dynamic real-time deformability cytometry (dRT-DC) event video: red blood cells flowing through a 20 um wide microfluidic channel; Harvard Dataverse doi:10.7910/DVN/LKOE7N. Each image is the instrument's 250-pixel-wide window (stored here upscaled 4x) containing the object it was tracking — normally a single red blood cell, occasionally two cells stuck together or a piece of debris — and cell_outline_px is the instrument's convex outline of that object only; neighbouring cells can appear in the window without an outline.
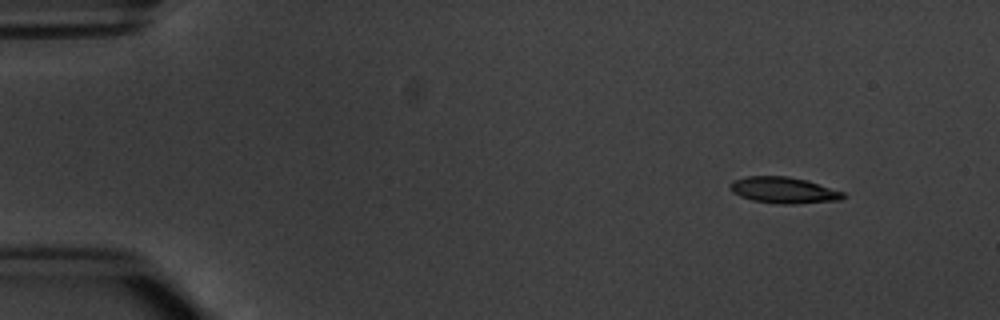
{"species": "common noctule bat (a hibernating species)", "species_latin": "Nyctalus noctula", "temperature_condition": "warm", "stored_images_in_passage": 4, "camera_frame_rate_fps": 3000, "um_per_image_px": 0.085, "animal": {"sex": "male", "body_mass_g": 20.1, "forearm_length_mm": 53.5}, "frame": {"image": 1, "passage_image": 1, "time_ms": 0.0, "image_size_px": [1000, 320], "cell_outline_px": [[848, 196], [840, 200], [792, 204], [780, 204], [752, 200], [740, 196], [732, 192], [732, 180], [748, 176], [788, 176], [808, 180], [844, 192]], "centroid_in_image_um": [66.66, 16.16], "position_along_channel_um": 18.3, "area_um2": 17.28}}
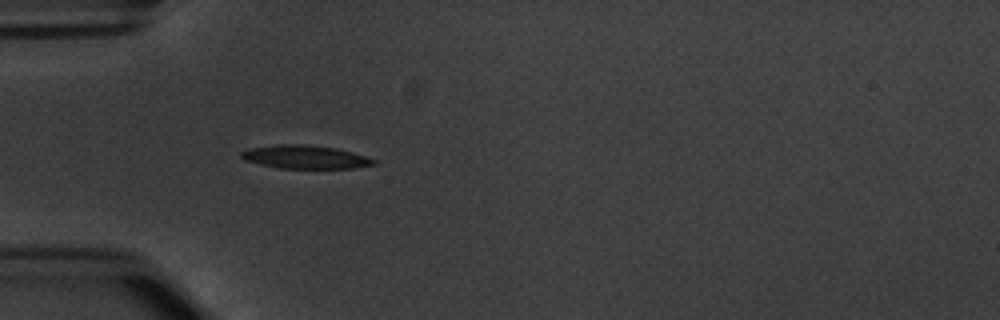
{"frame": {"image": 2, "passage_image": 4, "time_ms": 3.667, "image_size_px": [1000, 320], "cell_outline_px": [[376, 164], [352, 168], [276, 168], [244, 160], [240, 156], [240, 152], [248, 148], [276, 144], [304, 144], [336, 148], [352, 152], [376, 160]], "centroid_in_image_um": [25.89, 13.34], "position_along_channel_um": 59.1, "area_um2": 18.03}}